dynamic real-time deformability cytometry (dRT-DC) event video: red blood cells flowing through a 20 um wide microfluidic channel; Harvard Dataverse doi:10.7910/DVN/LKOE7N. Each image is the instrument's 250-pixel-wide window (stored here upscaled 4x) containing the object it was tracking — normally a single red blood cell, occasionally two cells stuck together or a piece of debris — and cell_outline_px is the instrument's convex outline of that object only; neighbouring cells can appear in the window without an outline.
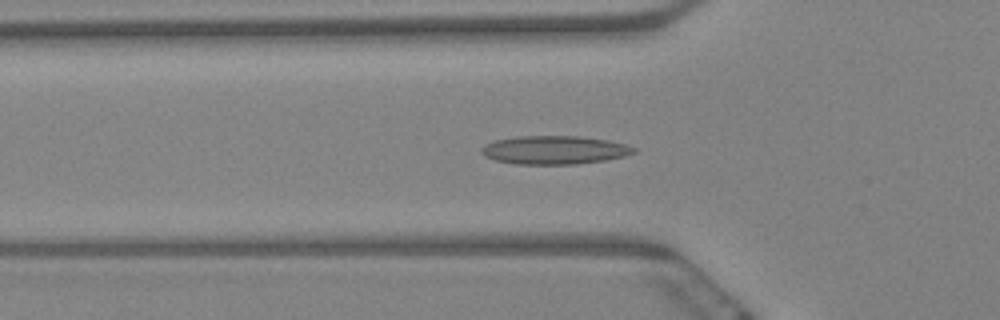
{"species": "Egyptian fruit bat (a non-hibernating species)", "species_latin": "Rousettus aegyptiacus", "temperature_condition": "warm", "stored_images_in_passage": 60, "camera_frame_rate_fps": 3000, "um_per_image_px": 0.085, "animal": {"sex": "female"}, "frame": {"image": 1, "passage_image": 20, "time_ms": 6.333, "image_size_px": [1000, 320], "cell_outline_px": [[636, 152], [624, 156], [604, 160], [576, 164], [516, 164], [496, 160], [484, 156], [480, 152], [480, 148], [484, 144], [492, 140], [516, 136], [580, 136], [608, 140], [624, 144], [636, 148]], "centroid_in_image_um": [47.07, 12.74], "position_along_channel_um": 78.7, "area_um2": 25.37}}
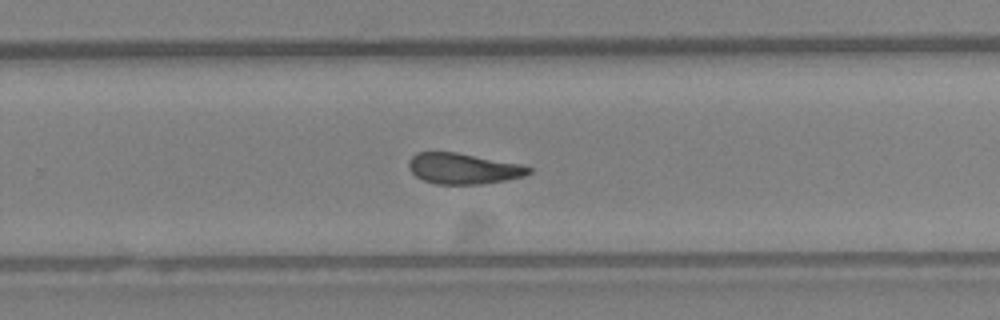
{"frame": {"image": 2, "passage_image": 39, "time_ms": 12.667, "image_size_px": [1000, 320], "cell_outline_px": [[532, 172], [524, 176], [504, 180], [480, 184], [436, 184], [424, 180], [416, 176], [408, 168], [408, 160], [416, 152], [456, 152], [520, 164], [532, 168]], "centroid_in_image_um": [39.35, 14.32], "position_along_channel_um": 290.4, "area_um2": 21.44}}
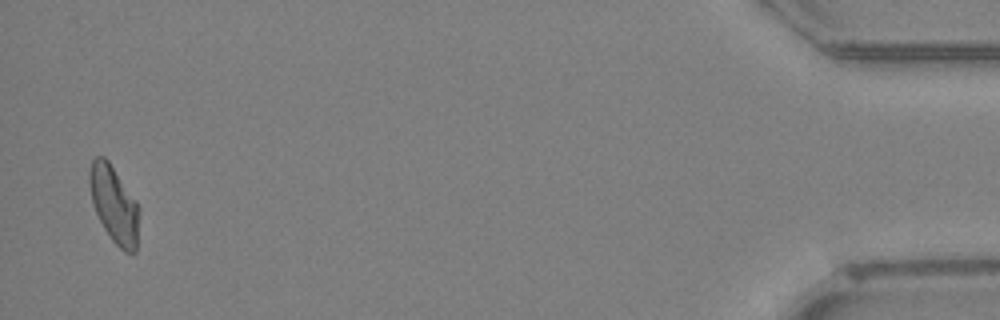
{"frame": {"image": 3, "passage_image": 59, "time_ms": 19.333, "image_size_px": [1000, 320], "cell_outline_px": [[140, 208], [136, 252], [124, 252], [112, 240], [104, 228], [96, 212], [92, 200], [88, 180], [88, 172], [92, 160], [96, 156], [104, 156], [108, 160], [136, 200]], "centroid_in_image_um": [9.71, 17.36], "position_along_channel_um": 425.5, "area_um2": 22.25}, "authors_computed_cell_mechanics": {"area_um2": 22.7154, "velocity_mm_per_s": 3.3545, "shape_relaxation_time_tau1_ms": null, "shape_relaxation_time_tau2_ms": 2.8588, "deformation_change_tau1": null, "deformation_change_tau2": 0.1022}}